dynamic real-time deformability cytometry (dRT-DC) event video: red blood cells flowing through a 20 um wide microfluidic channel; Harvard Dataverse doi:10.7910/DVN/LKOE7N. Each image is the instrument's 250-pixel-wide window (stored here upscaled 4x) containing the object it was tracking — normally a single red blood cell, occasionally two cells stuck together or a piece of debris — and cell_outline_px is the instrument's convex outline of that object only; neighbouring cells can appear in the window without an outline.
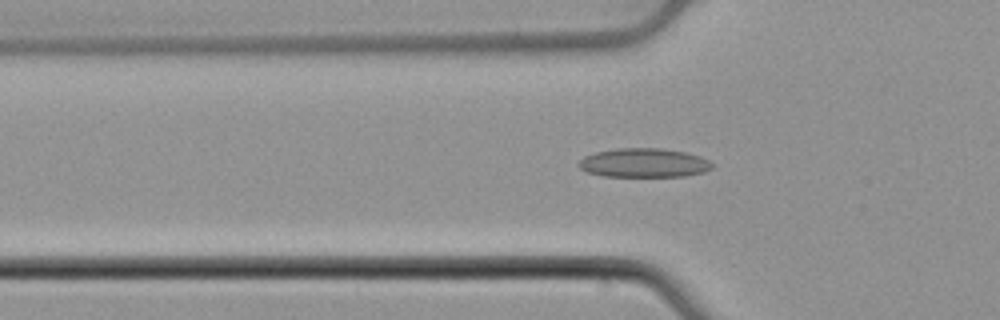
{"species": "common noctule bat (a hibernating species)", "species_latin": "Nyctalus noctula", "temperature_condition": "cold", "stored_images_in_passage": 54, "camera_frame_rate_fps": 3000, "um_per_image_px": 0.085, "animal": {"sex": "male", "body_mass_g": 21.5, "forearm_length_mm": 52.0}, "frame": {"image": 1, "passage_image": 18, "time_ms": 5.667, "image_size_px": [1000, 320], "cell_outline_px": [[712, 168], [704, 172], [684, 176], [604, 176], [588, 172], [580, 168], [576, 164], [584, 156], [596, 152], [616, 148], [660, 148], [684, 152], [700, 156], [708, 160], [712, 164]], "centroid_in_image_um": [54.71, 13.84], "position_along_channel_um": 71.1, "area_um2": 22.48}}
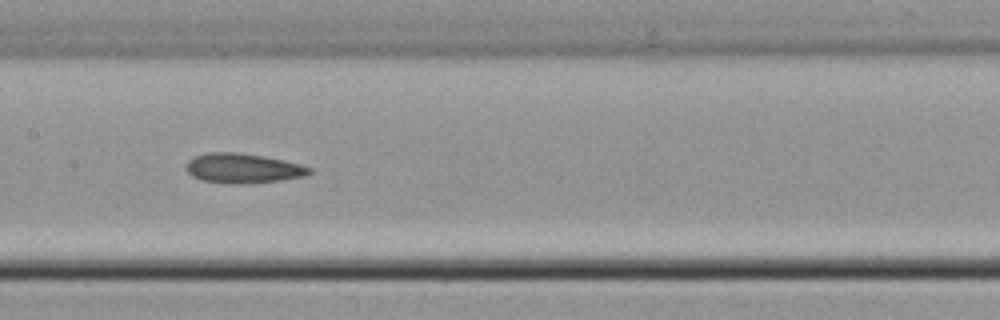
{"frame": {"image": 2, "passage_image": 27, "time_ms": 8.667, "image_size_px": [1000, 320], "cell_outline_px": [[312, 172], [304, 176], [280, 180], [236, 184], [228, 184], [200, 180], [192, 176], [184, 168], [188, 160], [196, 156], [208, 152], [236, 152], [264, 156], [284, 160], [300, 164], [312, 168]], "centroid_in_image_um": [20.62, 14.3], "position_along_channel_um": 186.8, "area_um2": 21.39}}
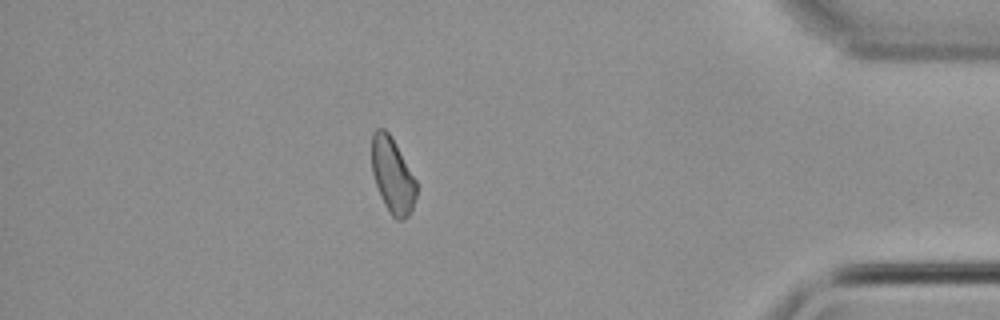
{"frame": {"image": 3, "passage_image": 47, "time_ms": 15.333, "image_size_px": [1000, 320], "cell_outline_px": [[416, 196], [412, 208], [408, 216], [404, 220], [396, 220], [392, 216], [384, 204], [380, 196], [372, 172], [372, 136], [376, 128], [384, 128], [388, 132], [396, 144], [416, 180]], "centroid_in_image_um": [33.36, 14.92], "position_along_channel_um": 401.8, "area_um2": 19.48}, "authors_computed_cell_mechanics": {"area_um2": 21.3571, "velocity_mm_per_s": 3.8681, "shape_relaxation_time_tau1_ms": null, "shape_relaxation_time_tau2_ms": 3.1655, "deformation_change_tau1": null, "deformation_change_tau2": 0.0945}}